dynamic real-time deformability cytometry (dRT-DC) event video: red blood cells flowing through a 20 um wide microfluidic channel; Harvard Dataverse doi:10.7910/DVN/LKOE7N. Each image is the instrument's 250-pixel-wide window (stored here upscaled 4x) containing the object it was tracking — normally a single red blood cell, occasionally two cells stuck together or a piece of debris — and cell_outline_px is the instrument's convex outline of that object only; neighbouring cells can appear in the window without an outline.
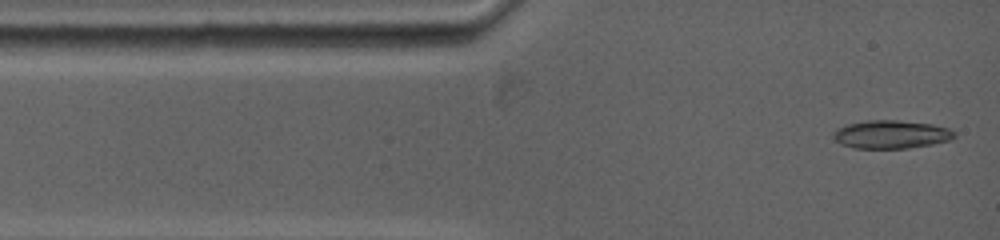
{"species": "common noctule bat (a hibernating species)", "species_latin": "Nyctalus noctula", "temperature_condition": "warm", "stored_images_in_passage": 63, "camera_frame_rate_fps": 5000, "um_per_image_px": 0.085, "animal": {"sex": "female", "body_mass_g": 19.0, "forearm_length_mm": 53.3}, "frame": {"image": 1, "passage_image": 1, "time_ms": 0.0, "image_size_px": [1000, 240], "cell_outline_px": [[956, 136], [952, 140], [932, 144], [908, 148], [852, 148], [840, 144], [832, 136], [832, 132], [844, 124], [868, 120], [896, 120], [932, 124], [948, 128], [956, 132]], "centroid_in_image_um": [75.74, 11.42], "position_along_channel_um": 9.3, "area_um2": 20.11}}
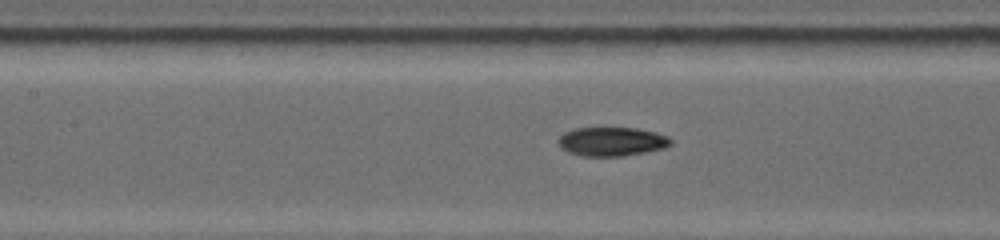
{"frame": {"image": 2, "passage_image": 29, "time_ms": 4.8, "image_size_px": [1000, 240], "cell_outline_px": [[672, 144], [664, 148], [624, 156], [580, 156], [568, 152], [560, 148], [556, 140], [564, 132], [576, 128], [636, 128], [656, 132], [668, 136], [672, 140]], "centroid_in_image_um": [51.98, 12.03], "position_along_channel_um": 155.4, "area_um2": 19.13}}
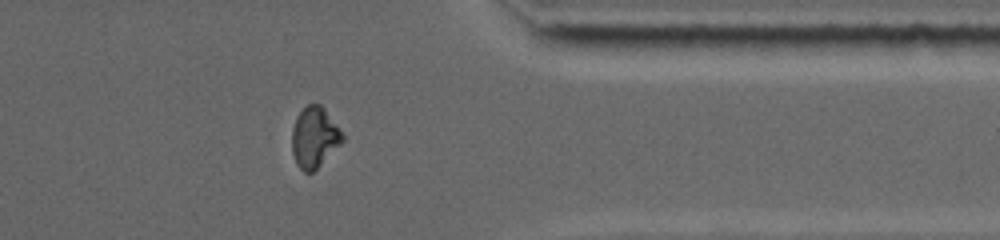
{"frame": {"image": 3, "passage_image": 54, "time_ms": 11.0, "image_size_px": [1000, 240], "cell_outline_px": [[344, 140], [312, 172], [304, 172], [296, 164], [292, 152], [292, 128], [296, 116], [308, 104], [320, 104], [324, 108], [340, 128], [344, 136]], "centroid_in_image_um": [26.71, 11.65], "position_along_channel_um": 384.7, "area_um2": 17.69}, "authors_computed_cell_mechanics": {"area_um2": 19.363, "velocity_mm_per_s": 3.88, "shape_relaxation_time_tau1_ms": null, "shape_relaxation_time_tau2_ms": 3.5359, "deformation_change_tau1": null, "deformation_change_tau2": 0.0723}}